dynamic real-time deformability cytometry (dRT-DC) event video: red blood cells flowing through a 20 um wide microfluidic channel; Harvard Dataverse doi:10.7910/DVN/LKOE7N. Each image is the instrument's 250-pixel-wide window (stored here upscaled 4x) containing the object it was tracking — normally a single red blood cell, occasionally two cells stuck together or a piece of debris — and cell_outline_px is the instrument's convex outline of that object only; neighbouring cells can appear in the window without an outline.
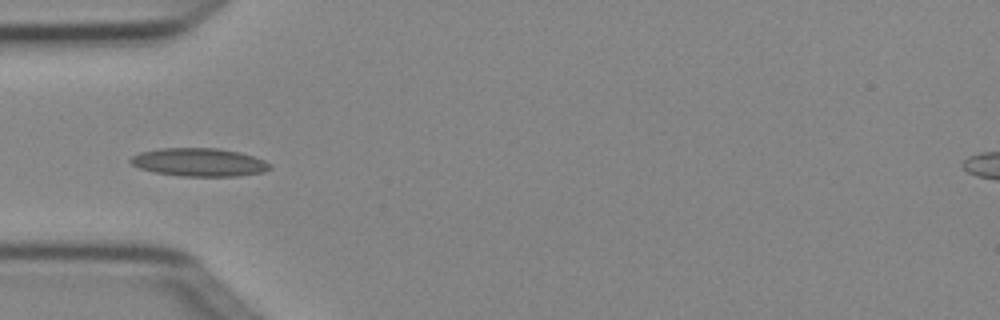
{"species": "Egyptian fruit bat (a non-hibernating species)", "species_latin": "Rousettus aegyptiacus", "temperature_condition": "cold", "stored_images_in_passage": 5, "camera_frame_rate_fps": 3000, "um_per_image_px": 0.085, "animal": {"sex": "female"}, "frame": {"image": 1, "passage_image": 5, "time_ms": 1.333, "image_size_px": [1000, 320], "cell_outline_px": [[272, 168], [264, 172], [236, 176], [184, 176], [156, 172], [140, 168], [132, 164], [128, 160], [132, 156], [140, 152], [160, 148], [220, 148], [240, 152], [264, 160], [272, 164]], "centroid_in_image_um": [16.96, 13.78], "position_along_channel_um": 68.0, "area_um2": 22.89}}